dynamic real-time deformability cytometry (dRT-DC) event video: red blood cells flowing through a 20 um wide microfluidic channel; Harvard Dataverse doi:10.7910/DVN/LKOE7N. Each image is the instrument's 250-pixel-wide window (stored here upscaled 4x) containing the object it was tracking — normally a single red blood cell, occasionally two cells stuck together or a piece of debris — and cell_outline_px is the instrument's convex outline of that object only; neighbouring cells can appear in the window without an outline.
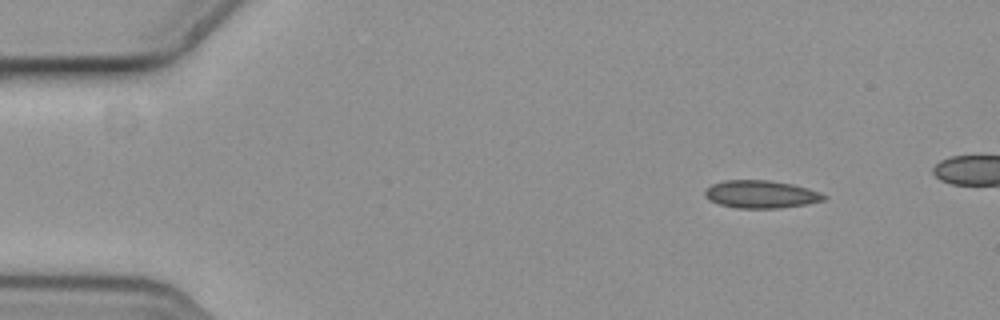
{"species": "common noctule bat (a hibernating species)", "species_latin": "Nyctalus noctula", "temperature_condition": "cold", "stored_images_in_passage": 4, "camera_frame_rate_fps": 3000, "um_per_image_px": 0.085, "animal": {"sex": "female", "body_mass_g": 19.3, "forearm_length_mm": 54.1}, "frame": {"image": 1, "passage_image": 1, "time_ms": 0.0, "image_size_px": [1000, 320], "cell_outline_px": [[824, 200], [808, 204], [780, 208], [736, 208], [720, 204], [704, 196], [704, 192], [712, 184], [728, 180], [768, 180], [792, 184], [808, 188], [824, 196]], "centroid_in_image_um": [64.66, 16.52], "position_along_channel_um": 20.3, "area_um2": 18.9}}